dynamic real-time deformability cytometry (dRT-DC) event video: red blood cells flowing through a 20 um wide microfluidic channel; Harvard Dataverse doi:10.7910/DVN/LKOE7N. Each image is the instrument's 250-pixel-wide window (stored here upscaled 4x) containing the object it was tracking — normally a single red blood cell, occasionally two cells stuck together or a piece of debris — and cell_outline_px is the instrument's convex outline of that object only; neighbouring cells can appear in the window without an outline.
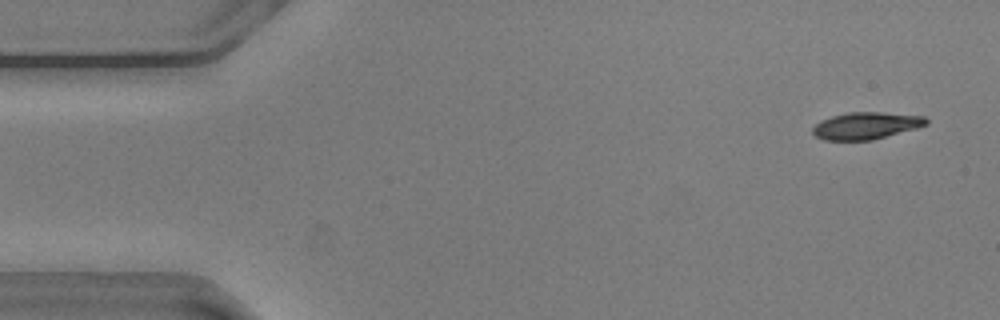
{"species": "common noctule bat (a hibernating species)", "species_latin": "Nyctalus noctula", "temperature_condition": "warm", "stored_images_in_passage": 56, "camera_frame_rate_fps": 3000, "um_per_image_px": 0.085, "animal": {"sex": "male", "body_mass_g": 20.5, "forearm_length_mm": 52.5}, "frame": {"image": 1, "passage_image": 3, "time_ms": 0.667, "image_size_px": [1000, 320], "cell_outline_px": [[928, 124], [916, 128], [872, 140], [824, 140], [816, 136], [812, 132], [812, 128], [820, 120], [832, 116], [848, 112], [880, 112], [924, 116], [928, 120]], "centroid_in_image_um": [73.6, 10.68], "position_along_channel_um": 11.4, "area_um2": 17.8}}
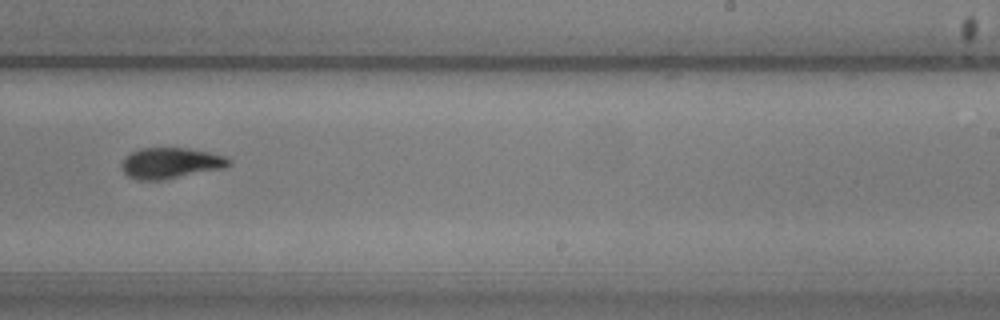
{"frame": {"image": 2, "passage_image": 34, "time_ms": 11.0, "image_size_px": [1000, 320], "cell_outline_px": [[232, 164], [224, 168], [164, 180], [136, 180], [128, 176], [120, 168], [120, 164], [132, 152], [140, 148], [188, 148], [228, 156], [232, 160]], "centroid_in_image_um": [14.54, 13.87], "position_along_channel_um": 274.5, "area_um2": 19.48}}
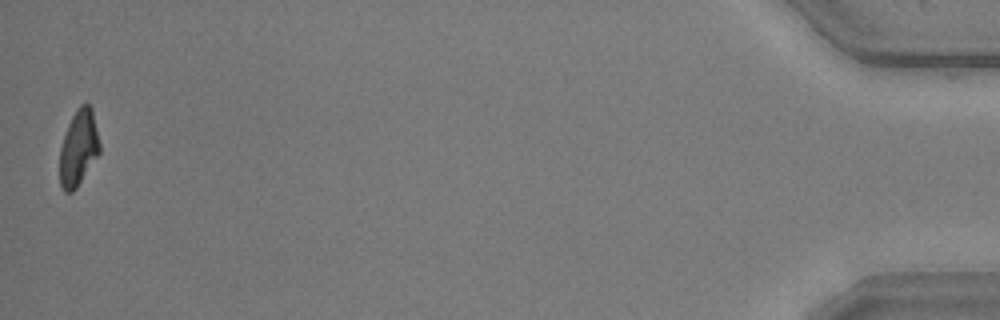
{"frame": {"image": 3, "passage_image": 55, "time_ms": 18.0, "image_size_px": [1000, 320], "cell_outline_px": [[100, 152], [76, 188], [72, 192], [64, 192], [60, 184], [60, 148], [68, 124], [72, 116], [80, 104], [88, 104], [92, 108], [100, 144]], "centroid_in_image_um": [6.67, 12.57], "position_along_channel_um": 428.5, "area_um2": 17.46}}